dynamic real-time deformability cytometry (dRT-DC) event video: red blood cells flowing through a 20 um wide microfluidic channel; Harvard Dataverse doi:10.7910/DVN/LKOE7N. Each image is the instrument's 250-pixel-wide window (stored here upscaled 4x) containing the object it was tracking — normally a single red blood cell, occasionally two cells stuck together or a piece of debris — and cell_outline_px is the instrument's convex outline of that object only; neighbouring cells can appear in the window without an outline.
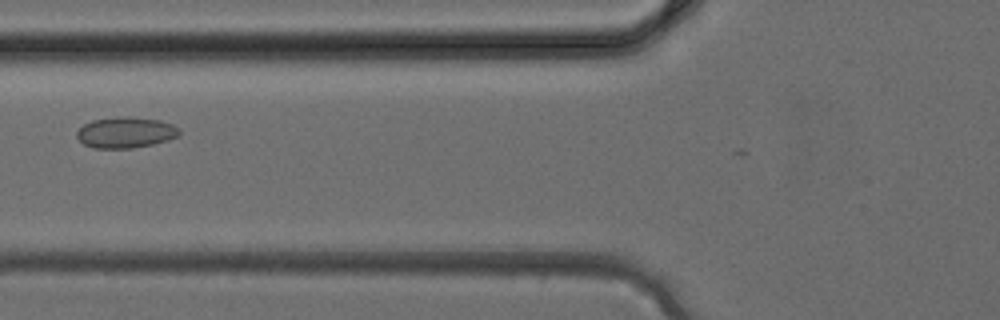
{"species": "common noctule bat (a hibernating species)", "species_latin": "Nyctalus noctula", "temperature_condition": "cold", "stored_images_in_passage": 31, "camera_frame_rate_fps": 3000, "um_per_image_px": 0.085, "animal": {"sex": "female", "body_mass_g": 24.6, "forearm_length_mm": 56.2}, "frame": {"image": 1, "passage_image": 8, "time_ms": 2.333, "image_size_px": [1000, 320], "cell_outline_px": [[180, 132], [176, 136], [168, 140], [152, 144], [132, 148], [92, 148], [84, 144], [76, 136], [76, 132], [84, 124], [92, 120], [120, 116], [128, 116], [160, 120], [172, 124], [180, 128]], "centroid_in_image_um": [10.67, 11.25], "position_along_channel_um": 115.1, "area_um2": 18.5}}
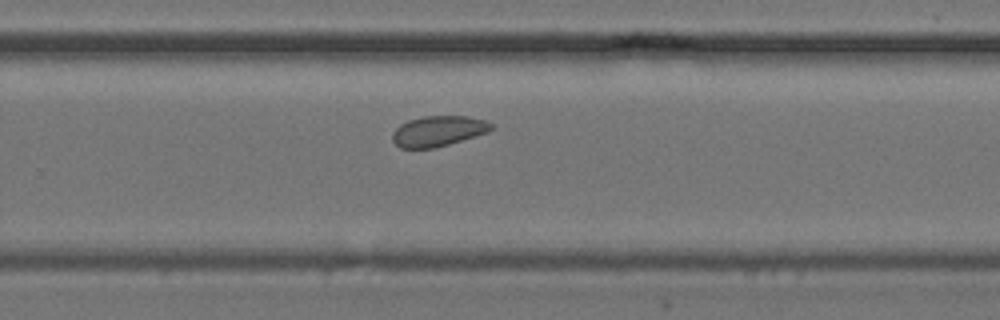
{"frame": {"image": 2, "passage_image": 18, "time_ms": 5.667, "image_size_px": [1000, 320], "cell_outline_px": [[492, 128], [488, 132], [436, 148], [400, 148], [392, 140], [392, 132], [400, 124], [408, 120], [424, 116], [468, 116], [488, 120], [492, 124]], "centroid_in_image_um": [37.24, 11.13], "position_along_channel_um": 292.6, "area_um2": 17.63}}
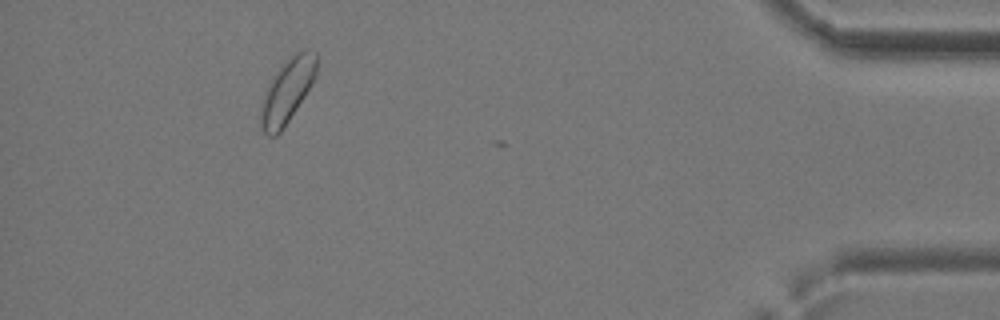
{"frame": {"image": 3, "passage_image": 28, "time_ms": 9.0, "image_size_px": [1000, 320], "cell_outline_px": [[316, 76], [304, 96], [284, 128], [276, 136], [268, 136], [264, 132], [260, 124], [260, 108], [264, 92], [272, 76], [296, 52], [316, 52]], "centroid_in_image_um": [24.37, 7.79], "position_along_channel_um": 410.8, "area_um2": 20.35}}